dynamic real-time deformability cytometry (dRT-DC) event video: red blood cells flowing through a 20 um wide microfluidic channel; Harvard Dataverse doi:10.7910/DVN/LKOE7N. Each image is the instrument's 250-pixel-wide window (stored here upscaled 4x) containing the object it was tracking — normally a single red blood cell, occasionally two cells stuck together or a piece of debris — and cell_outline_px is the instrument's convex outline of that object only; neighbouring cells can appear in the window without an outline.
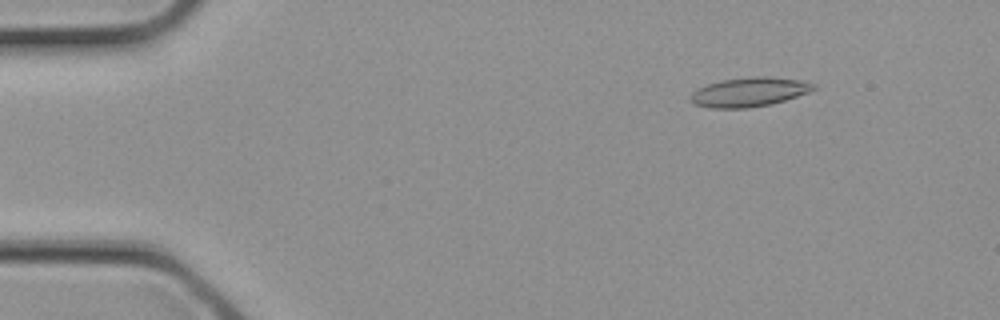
{"species": "common noctule bat (a hibernating species)", "species_latin": "Nyctalus noctula", "temperature_condition": "cold", "stored_images_in_passage": 2, "camera_frame_rate_fps": 3000, "um_per_image_px": 0.085, "animal": {"sex": "female", "body_mass_g": 21.9}, "frame": {"image": 1, "passage_image": 2, "time_ms": 0.333, "image_size_px": [1000, 320], "cell_outline_px": [[816, 88], [808, 92], [772, 104], [748, 108], [712, 108], [696, 104], [688, 100], [688, 96], [692, 92], [708, 84], [720, 80], [752, 76], [764, 76], [800, 80], [816, 84]], "centroid_in_image_um": [63.66, 7.82], "position_along_channel_um": 21.3, "area_um2": 20.92}}